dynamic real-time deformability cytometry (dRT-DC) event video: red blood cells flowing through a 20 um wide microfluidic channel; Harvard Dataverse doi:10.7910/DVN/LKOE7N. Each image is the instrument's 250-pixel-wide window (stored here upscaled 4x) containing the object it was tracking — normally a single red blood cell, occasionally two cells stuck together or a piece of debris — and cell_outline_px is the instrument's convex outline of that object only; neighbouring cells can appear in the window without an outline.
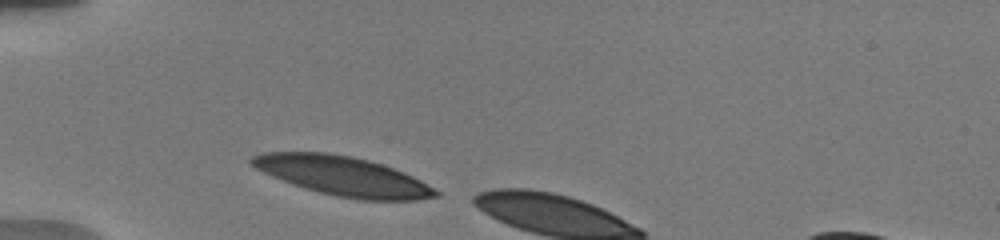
{"species": "human", "species_latin": "Homo sapiens", "temperature_condition": "warm", "stored_images_in_passage": 4, "camera_frame_rate_fps": 3000, "um_per_image_px": 0.085, "donor": {"sex": "male"}, "frame": {"image": 1, "passage_image": 1, "time_ms": 0.0, "image_size_px": [1000, 240], "cell_outline_px": [[440, 196], [416, 200], [356, 200], [336, 196], [304, 188], [292, 184], [272, 176], [256, 168], [248, 160], [252, 156], [260, 152], [328, 152], [352, 156], [368, 160], [404, 172], [436, 188], [440, 192]], "centroid_in_image_um": [29.15, 14.96], "position_along_channel_um": 55.8, "area_um2": 42.14}}